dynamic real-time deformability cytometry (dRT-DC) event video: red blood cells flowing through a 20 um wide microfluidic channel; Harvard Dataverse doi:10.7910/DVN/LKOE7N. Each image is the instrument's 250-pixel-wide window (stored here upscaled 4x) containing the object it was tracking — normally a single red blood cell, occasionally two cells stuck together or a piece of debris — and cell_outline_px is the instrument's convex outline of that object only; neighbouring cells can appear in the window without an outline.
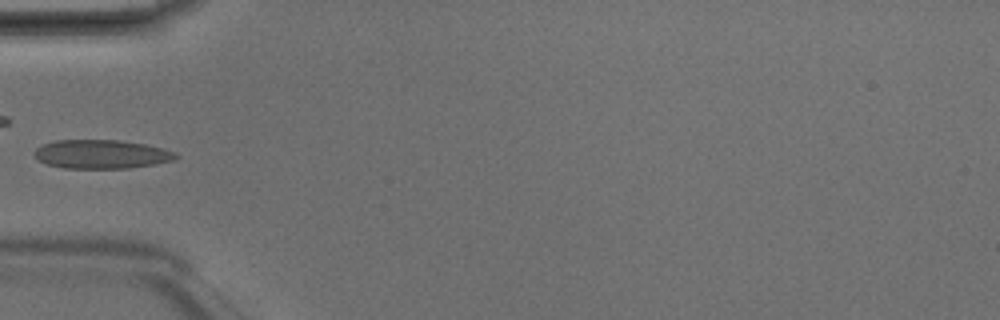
{"species": "Egyptian fruit bat (a non-hibernating species)", "species_latin": "Rousettus aegyptiacus", "temperature_condition": "room temperature", "stored_images_in_passage": 5, "camera_frame_rate_fps": 3000, "um_per_image_px": 0.085, "animal": {"sex": "male"}, "frame": {"image": 1, "passage_image": 5, "time_ms": 1.333, "image_size_px": [1000, 320], "cell_outline_px": [[180, 156], [176, 160], [128, 168], [64, 168], [48, 164], [36, 160], [32, 152], [36, 148], [44, 144], [56, 140], [120, 140], [144, 144], [164, 148], [176, 152]], "centroid_in_image_um": [8.62, 13.1], "position_along_channel_um": 76.4, "area_um2": 23.87}}